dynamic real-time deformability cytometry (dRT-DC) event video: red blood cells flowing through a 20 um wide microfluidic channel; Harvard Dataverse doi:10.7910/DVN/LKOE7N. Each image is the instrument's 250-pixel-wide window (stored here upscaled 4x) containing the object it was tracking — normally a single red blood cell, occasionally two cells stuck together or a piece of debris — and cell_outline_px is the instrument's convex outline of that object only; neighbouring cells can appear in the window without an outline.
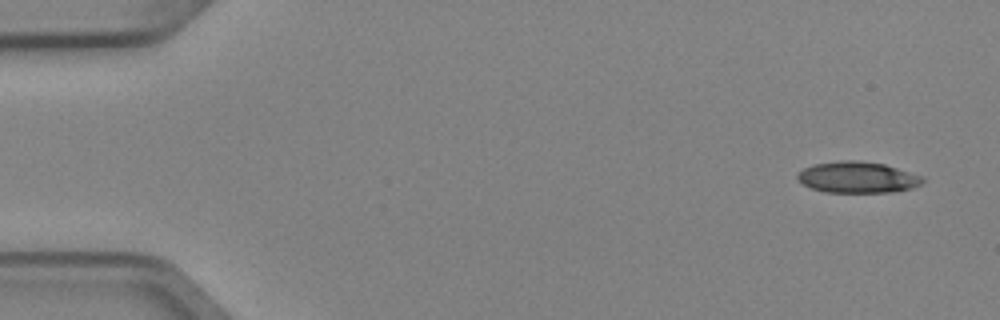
{"species": "Egyptian fruit bat (a non-hibernating species)", "species_latin": "Rousettus aegyptiacus", "temperature_condition": "cold", "stored_images_in_passage": 3, "segment_of_instrument_passage": [2, 2], "camera_frame_rate_fps": 3000, "um_per_image_px": 0.085, "animal": {"sex": "female"}, "frame": {"image": 1, "passage_image": 3, "time_ms": 0.667, "image_size_px": [1000, 320], "cell_outline_px": [[924, 180], [920, 184], [912, 188], [892, 192], [824, 192], [812, 188], [796, 180], [796, 176], [804, 168], [816, 164], [844, 160], [856, 160], [884, 164], [924, 176]], "centroid_in_image_um": [72.9, 15.07], "position_along_channel_um": 12.1, "area_um2": 22.66}}